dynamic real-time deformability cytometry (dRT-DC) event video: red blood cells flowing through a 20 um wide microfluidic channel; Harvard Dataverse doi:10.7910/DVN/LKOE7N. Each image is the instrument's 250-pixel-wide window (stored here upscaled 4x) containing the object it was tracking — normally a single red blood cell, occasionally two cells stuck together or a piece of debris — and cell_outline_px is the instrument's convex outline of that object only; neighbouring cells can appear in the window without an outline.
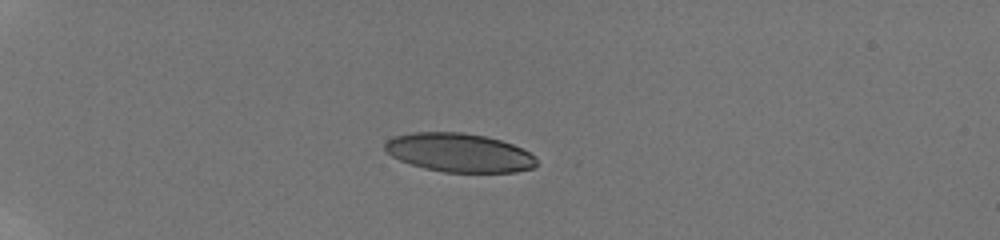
{"species": "human", "species_latin": "Homo sapiens", "temperature_condition": "room temperature", "stored_images_in_passage": 28, "camera_frame_rate_fps": 3000, "um_per_image_px": 0.085, "donor": {"sex": "male"}, "frame": {"image": 1, "passage_image": 1, "time_ms": 0.0, "image_size_px": [1000, 240], "cell_outline_px": [[536, 168], [516, 172], [444, 172], [424, 168], [400, 160], [392, 156], [384, 148], [384, 144], [392, 136], [412, 132], [464, 132], [484, 136], [500, 140], [512, 144], [536, 156]], "centroid_in_image_um": [39.03, 12.97], "position_along_channel_um": 46.0, "area_um2": 34.28}}
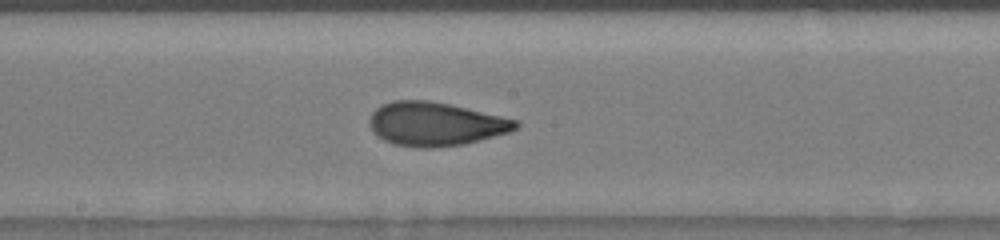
{"frame": {"image": 2, "passage_image": 14, "time_ms": 5.667, "image_size_px": [1000, 240], "cell_outline_px": [[520, 128], [512, 132], [464, 144], [432, 148], [416, 148], [392, 144], [376, 136], [372, 132], [368, 124], [368, 120], [372, 112], [376, 108], [384, 104], [396, 100], [428, 100], [448, 104], [520, 120]], "centroid_in_image_um": [37.02, 10.55], "position_along_channel_um": 211.2, "area_um2": 37.69}}
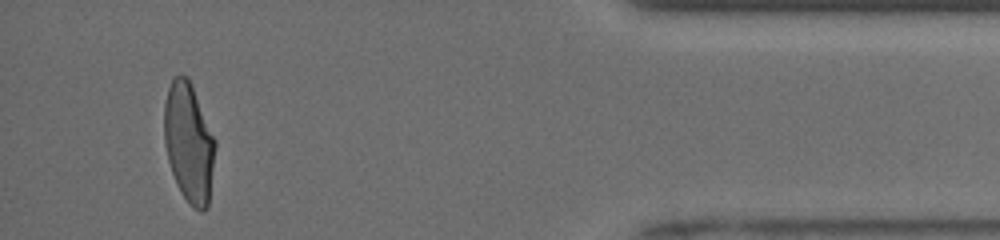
{"frame": {"image": 3, "passage_image": 27, "time_ms": 12.0, "image_size_px": [1000, 240], "cell_outline_px": [[216, 144], [208, 208], [204, 212], [200, 212], [192, 208], [180, 192], [176, 184], [168, 160], [164, 144], [164, 104], [168, 88], [172, 80], [176, 76], [188, 76], [216, 140]], "centroid_in_image_um": [16.06, 12.17], "position_along_channel_um": 419.1, "area_um2": 35.72}, "authors_computed_cell_mechanics": {"area_um2": 36.3273, "velocity_mm_per_s": 3.9695, "shape_relaxation_time_tau1_ms": 4.441, "shape_relaxation_time_tau2_ms": 1.1739, "deformation_change_tau1": 0.1837, "deformation_change_tau2": 0.0803}}